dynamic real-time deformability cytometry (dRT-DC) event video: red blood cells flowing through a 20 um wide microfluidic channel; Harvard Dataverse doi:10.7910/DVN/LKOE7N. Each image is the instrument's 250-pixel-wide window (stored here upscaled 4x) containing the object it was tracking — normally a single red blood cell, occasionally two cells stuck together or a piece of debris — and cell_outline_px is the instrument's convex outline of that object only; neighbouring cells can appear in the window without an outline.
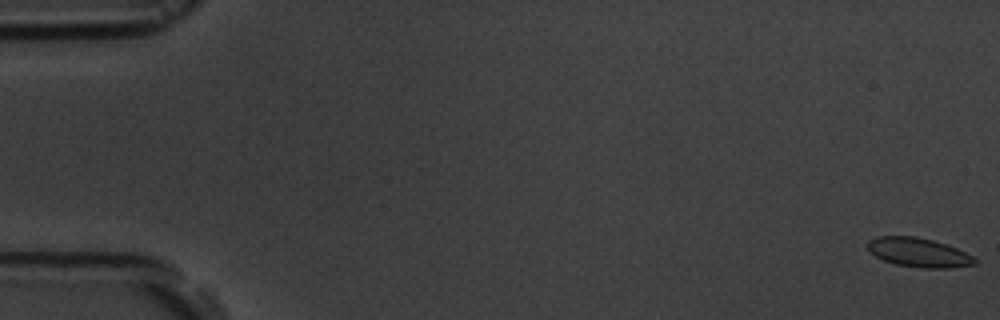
{"species": "common noctule bat (a hibernating species)", "species_latin": "Nyctalus noctula", "temperature_condition": "room temperature", "stored_images_in_passage": 5, "camera_frame_rate_fps": 3000, "um_per_image_px": 0.085, "animal": {"sex": "male", "body_mass_g": 19.5, "forearm_length_mm": 54.6}, "frame": {"image": 1, "passage_image": 1, "time_ms": 0.0, "image_size_px": [1000, 320], "cell_outline_px": [[976, 264], [948, 268], [924, 268], [896, 264], [884, 260], [868, 252], [868, 240], [876, 236], [916, 236], [932, 240], [956, 248], [972, 256], [976, 260]], "centroid_in_image_um": [78.04, 21.45], "position_along_channel_um": 7.0, "area_um2": 18.03}}
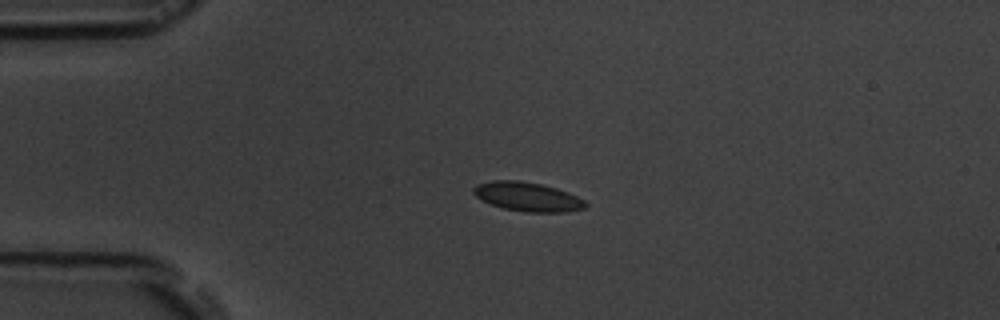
{"frame": {"image": 2, "passage_image": 4, "time_ms": 4.333, "image_size_px": [1000, 320], "cell_outline_px": [[588, 204], [584, 208], [568, 212], [528, 212], [504, 208], [492, 204], [476, 196], [472, 192], [472, 188], [476, 184], [492, 180], [516, 180], [540, 184], [556, 188], [568, 192], [584, 200]], "centroid_in_image_um": [44.84, 16.71], "position_along_channel_um": 40.2, "area_um2": 18.84}}